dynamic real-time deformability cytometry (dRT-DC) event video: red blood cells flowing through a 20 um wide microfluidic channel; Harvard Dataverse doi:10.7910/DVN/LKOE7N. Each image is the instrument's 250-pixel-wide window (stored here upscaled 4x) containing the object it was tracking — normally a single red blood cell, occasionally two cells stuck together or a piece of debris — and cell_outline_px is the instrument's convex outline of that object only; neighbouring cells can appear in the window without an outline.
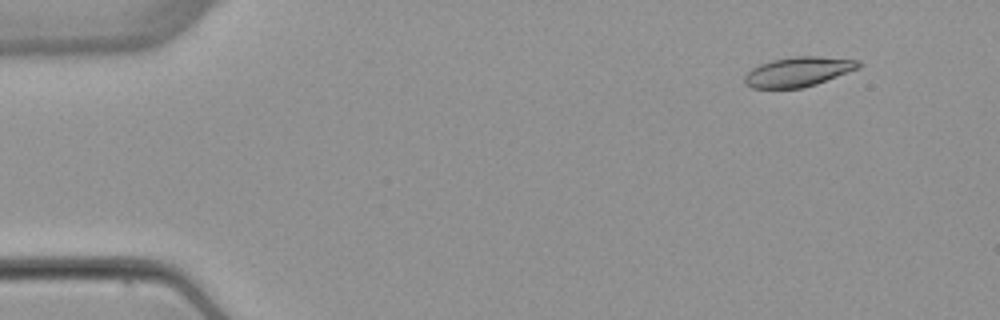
{"species": "common noctule bat (a hibernating species)", "species_latin": "Nyctalus noctula", "temperature_condition": "warm", "stored_images_in_passage": 3, "camera_frame_rate_fps": 3000, "um_per_image_px": 0.085, "animal": {"sex": "female", "body_mass_g": 22.7, "forearm_length_mm": 54.2}, "frame": {"image": 1, "passage_image": 1, "time_ms": 0.0, "image_size_px": [1000, 320], "cell_outline_px": [[864, 64], [860, 68], [816, 84], [800, 88], [752, 88], [744, 84], [744, 76], [752, 68], [760, 64], [772, 60], [792, 56], [816, 56], [860, 60]], "centroid_in_image_um": [67.87, 6.09], "position_along_channel_um": 17.1, "area_um2": 19.83}}
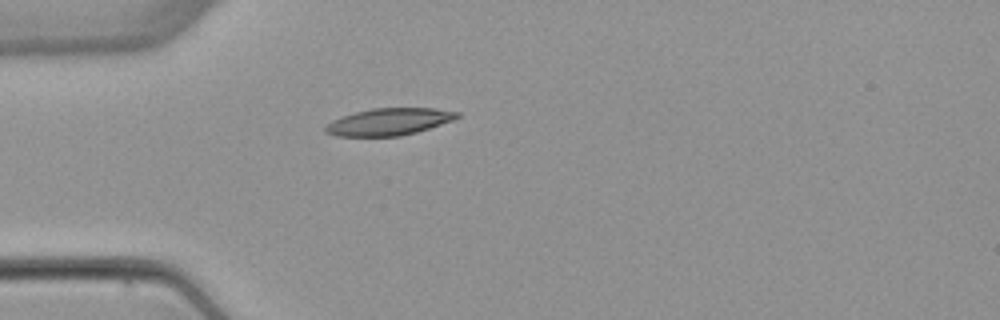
{"frame": {"image": 2, "passage_image": 3, "time_ms": 3.333, "image_size_px": [1000, 320], "cell_outline_px": [[460, 116], [452, 120], [416, 132], [400, 136], [336, 136], [324, 132], [324, 128], [332, 120], [356, 112], [372, 108], [436, 108], [460, 112]], "centroid_in_image_um": [33.06, 10.35], "position_along_channel_um": 51.9, "area_um2": 20.58}}